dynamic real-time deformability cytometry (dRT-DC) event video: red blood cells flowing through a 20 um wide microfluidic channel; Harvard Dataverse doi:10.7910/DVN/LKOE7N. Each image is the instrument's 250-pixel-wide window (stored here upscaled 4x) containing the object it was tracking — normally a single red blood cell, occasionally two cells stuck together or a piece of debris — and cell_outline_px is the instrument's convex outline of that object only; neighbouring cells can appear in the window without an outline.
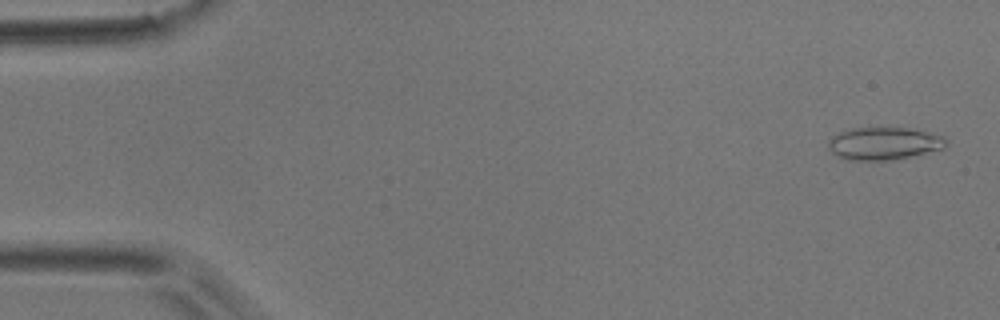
{"species": "common noctule bat (a hibernating species)", "species_latin": "Nyctalus noctula", "temperature_condition": "room temperature", "stored_images_in_passage": 48, "camera_frame_rate_fps": 3000, "um_per_image_px": 0.085, "animal": {"sex": "male", "body_mass_g": 17.9}, "frame": {"image": 1, "passage_image": 2, "time_ms": 0.333, "image_size_px": [1000, 320], "cell_outline_px": [[948, 144], [944, 148], [908, 156], [888, 160], [844, 160], [832, 152], [828, 148], [828, 140], [832, 136], [840, 132], [852, 128], [880, 124], [912, 128], [944, 136], [948, 140]], "centroid_in_image_um": [75.11, 12.13], "position_along_channel_um": 9.9, "area_um2": 23.18}}
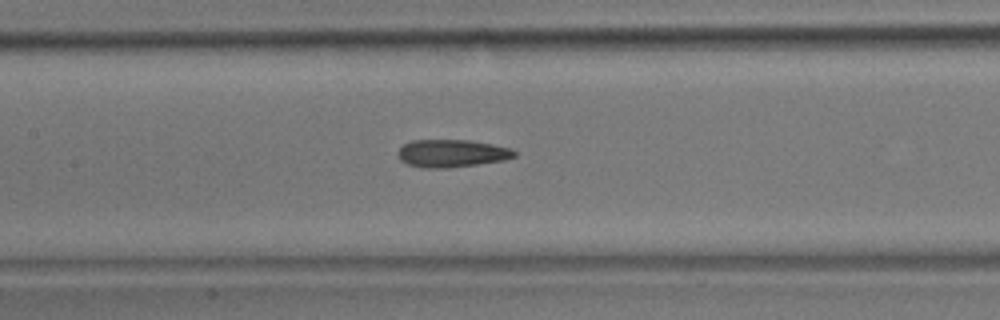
{"frame": {"image": 2, "passage_image": 24, "time_ms": 7.667, "image_size_px": [1000, 320], "cell_outline_px": [[516, 156], [504, 160], [448, 168], [420, 168], [408, 164], [400, 160], [396, 152], [404, 144], [412, 140], [468, 140], [492, 144], [512, 148], [516, 152]], "centroid_in_image_um": [38.38, 13.03], "position_along_channel_um": 169.0, "area_um2": 18.84}}
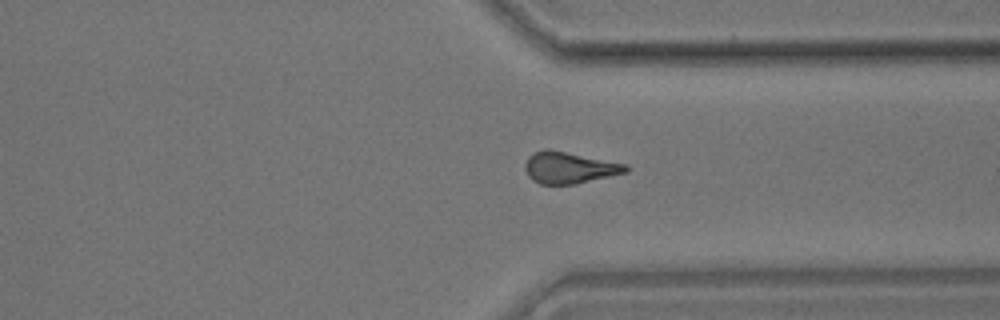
{"frame": {"image": 3, "passage_image": 39, "time_ms": 12.667, "image_size_px": [1000, 320], "cell_outline_px": [[628, 172], [576, 184], [540, 184], [532, 180], [528, 176], [524, 168], [524, 164], [528, 156], [532, 152], [544, 148], [548, 148], [628, 164]], "centroid_in_image_um": [48.36, 14.24], "position_along_channel_um": 363.0, "area_um2": 18.84}, "authors_computed_cell_mechanics": {"area_um2": 18.9295, "velocity_mm_per_s": 3.8949, "shape_relaxation_time_tau1_ms": null, "shape_relaxation_time_tau2_ms": 3.8094, "deformation_change_tau1": null, "deformation_change_tau2": 0.1405}}